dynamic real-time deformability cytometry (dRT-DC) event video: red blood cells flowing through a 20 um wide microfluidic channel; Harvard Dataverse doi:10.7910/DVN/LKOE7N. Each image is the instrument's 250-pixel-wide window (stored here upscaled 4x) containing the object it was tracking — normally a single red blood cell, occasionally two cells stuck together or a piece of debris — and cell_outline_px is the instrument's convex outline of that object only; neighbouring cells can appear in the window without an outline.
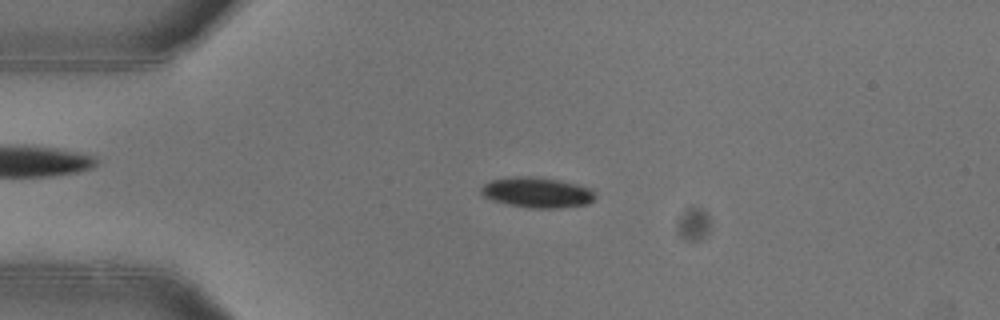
{"species": "common noctule bat (a hibernating species)", "species_latin": "Nyctalus noctula", "temperature_condition": "warm", "stored_images_in_passage": 52, "camera_frame_rate_fps": 3000, "um_per_image_px": 0.085, "animal": {"sex": "female"}, "frame": {"image": 1, "passage_image": 12, "time_ms": 3.667, "image_size_px": [1000, 320], "cell_outline_px": [[596, 196], [588, 204], [556, 208], [528, 208], [508, 204], [492, 200], [484, 196], [480, 192], [480, 188], [488, 180], [516, 176], [536, 176], [576, 184], [588, 188]], "centroid_in_image_um": [45.59, 16.35], "position_along_channel_um": 39.4, "area_um2": 20.11}}
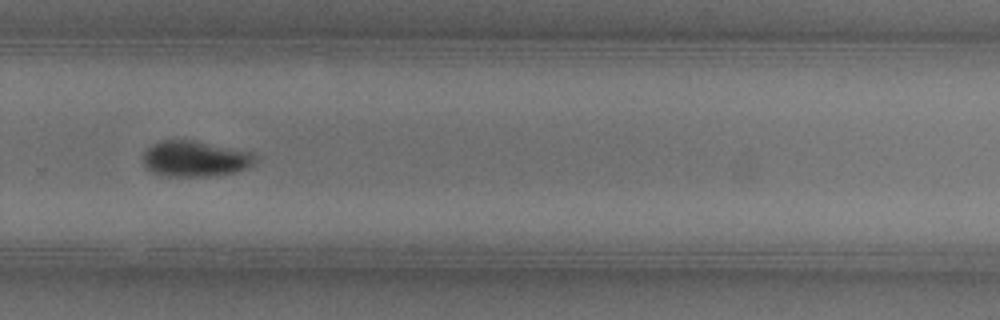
{"frame": {"image": 2, "passage_image": 35, "time_ms": 11.333, "image_size_px": [1000, 320], "cell_outline_px": [[260, 160], [256, 164], [236, 172], [208, 176], [164, 176], [152, 172], [144, 164], [144, 152], [152, 144], [164, 140], [192, 140], [256, 152]], "centroid_in_image_um": [16.68, 13.49], "position_along_channel_um": 313.1, "area_um2": 23.7}}
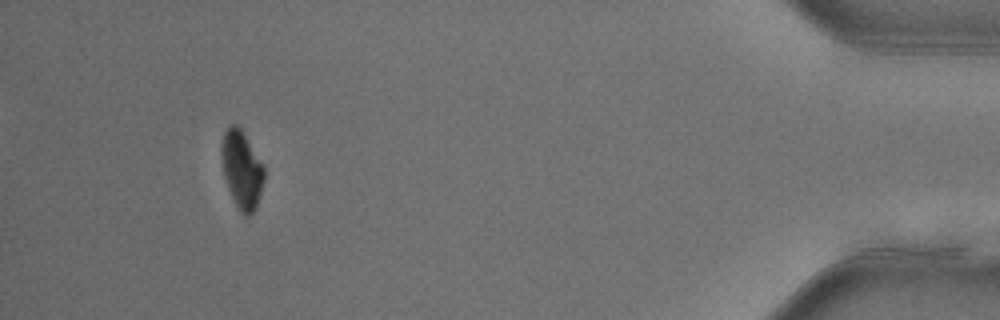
{"frame": {"image": 3, "passage_image": 48, "time_ms": 15.667, "image_size_px": [1000, 320], "cell_outline_px": [[264, 180], [256, 208], [248, 216], [244, 216], [240, 212], [228, 188], [224, 176], [220, 148], [224, 132], [232, 124], [236, 124], [240, 128], [264, 164]], "centroid_in_image_um": [20.55, 14.41], "position_along_channel_um": 414.6, "area_um2": 19.19}, "authors_computed_cell_mechanics": {"area_um2": 21.2126, "velocity_mm_per_s": 3.9625, "shape_relaxation_time_tau1_ms": 2.0794, "shape_relaxation_time_tau2_ms": null, "deformation_change_tau1": 0.1073, "deformation_change_tau2": null}}